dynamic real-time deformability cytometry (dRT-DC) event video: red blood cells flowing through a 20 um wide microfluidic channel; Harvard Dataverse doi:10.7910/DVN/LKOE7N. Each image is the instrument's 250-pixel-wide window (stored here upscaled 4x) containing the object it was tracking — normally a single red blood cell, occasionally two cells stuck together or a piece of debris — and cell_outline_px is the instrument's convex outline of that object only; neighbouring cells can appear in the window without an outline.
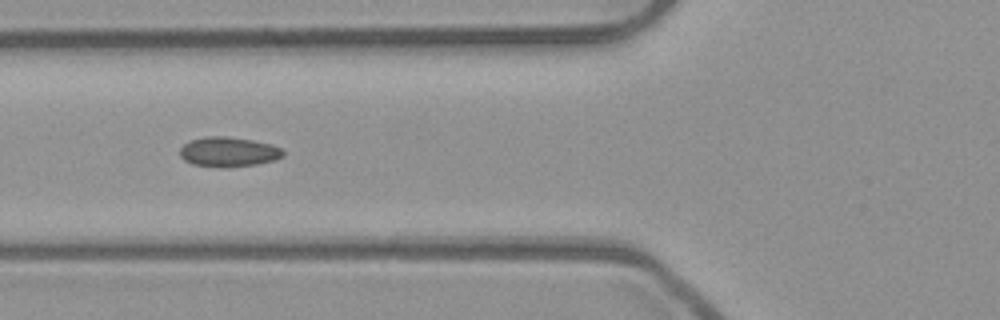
{"species": "common noctule bat (a hibernating species)", "species_latin": "Nyctalus noctula", "temperature_condition": "room temperature", "stored_images_in_passage": 38, "camera_frame_rate_fps": 3000, "um_per_image_px": 0.085, "animal": {"sex": "male", "body_mass_g": 23.1, "forearm_length_mm": 52.7}, "frame": {"image": 1, "passage_image": 6, "time_ms": 1.667, "image_size_px": [1000, 320], "cell_outline_px": [[284, 156], [276, 160], [256, 164], [224, 168], [220, 168], [192, 164], [184, 160], [180, 156], [180, 148], [184, 144], [192, 140], [208, 136], [224, 136], [252, 140], [272, 144], [280, 148], [284, 152]], "centroid_in_image_um": [19.43, 12.92], "position_along_channel_um": 106.4, "area_um2": 17.98}}
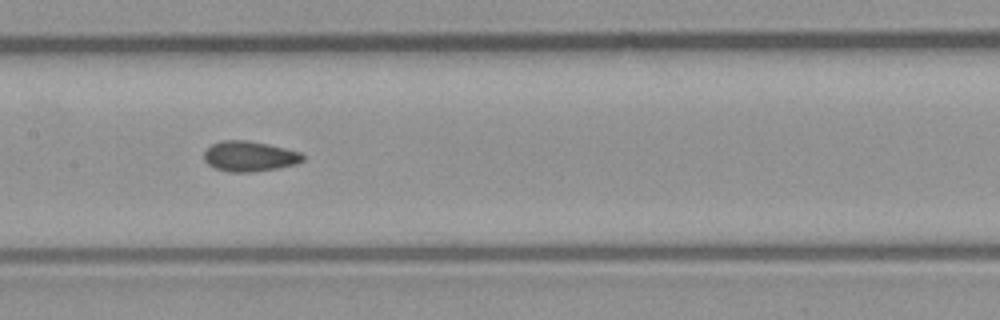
{"frame": {"image": 2, "passage_image": 12, "time_ms": 3.667, "image_size_px": [1000, 320], "cell_outline_px": [[304, 160], [296, 164], [280, 168], [252, 172], [228, 172], [216, 168], [208, 164], [204, 160], [204, 152], [212, 144], [220, 140], [244, 140], [284, 148], [300, 152], [304, 156]], "centroid_in_image_um": [21.2, 13.3], "position_along_channel_um": 186.2, "area_um2": 17.34}}
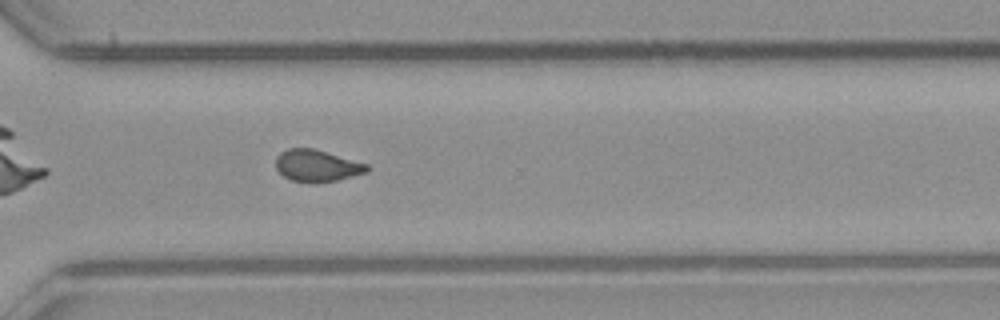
{"frame": {"image": 3, "passage_image": 24, "time_ms": 7.667, "image_size_px": [1000, 320], "cell_outline_px": [[372, 168], [368, 172], [336, 180], [316, 184], [292, 180], [284, 176], [276, 168], [276, 156], [280, 152], [288, 148], [312, 148], [368, 164]], "centroid_in_image_um": [26.95, 14.09], "position_along_channel_um": 343.7, "area_um2": 16.99}}